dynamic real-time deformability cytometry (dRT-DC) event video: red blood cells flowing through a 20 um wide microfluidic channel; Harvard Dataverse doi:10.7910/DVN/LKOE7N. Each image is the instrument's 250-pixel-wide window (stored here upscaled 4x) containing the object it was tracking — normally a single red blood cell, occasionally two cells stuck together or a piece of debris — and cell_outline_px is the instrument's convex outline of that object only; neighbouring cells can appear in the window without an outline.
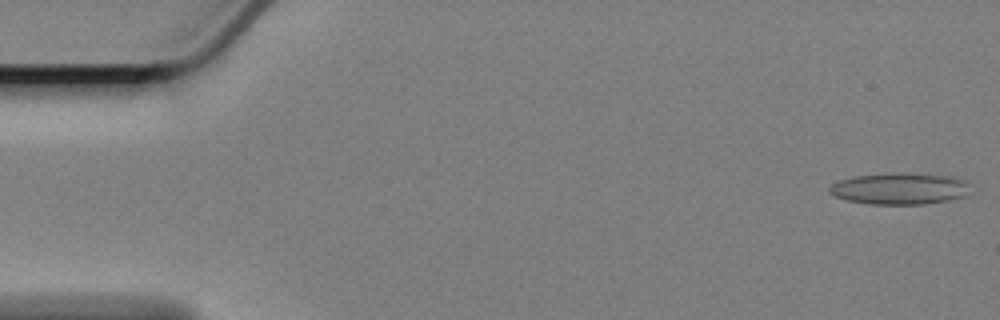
{"species": "Egyptian fruit bat (a non-hibernating species)", "species_latin": "Rousettus aegyptiacus", "temperature_condition": "cold", "stored_images_in_passage": 58, "camera_frame_rate_fps": 3000, "um_per_image_px": 0.085, "animal": {"sex": "female"}, "frame": {"image": 1, "passage_image": 1, "time_ms": 0.0, "image_size_px": [1000, 320], "cell_outline_px": [[968, 196], [948, 200], [924, 204], [872, 204], [848, 200], [836, 196], [828, 192], [828, 188], [832, 184], [840, 180], [856, 176], [952, 176], [964, 180], [968, 184]], "centroid_in_image_um": [76.49, 16.1], "position_along_channel_um": 8.5, "area_um2": 24.45}}
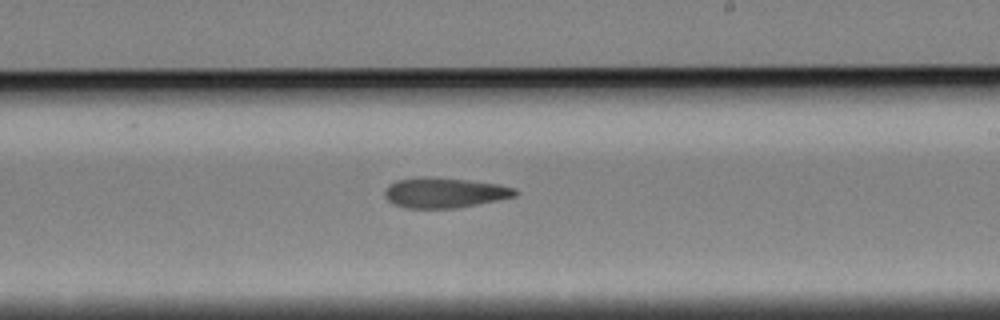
{"frame": {"image": 2, "passage_image": 34, "time_ms": 11.0, "image_size_px": [1000, 320], "cell_outline_px": [[516, 196], [456, 208], [404, 208], [392, 204], [384, 196], [384, 192], [388, 184], [396, 180], [468, 180], [496, 184], [516, 188]], "centroid_in_image_um": [37.77, 16.43], "position_along_channel_um": 251.2, "area_um2": 21.85}}
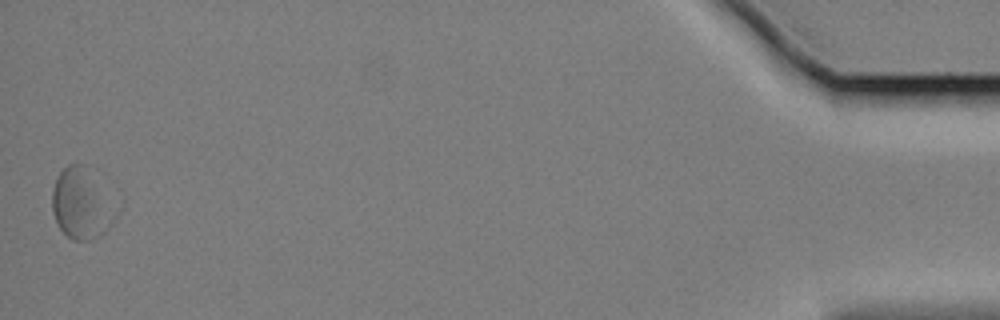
{"frame": {"image": 3, "passage_image": 58, "time_ms": 19.0, "image_size_px": [1000, 320], "cell_outline_px": [[124, 204], [116, 220], [100, 236], [88, 240], [72, 240], [60, 228], [52, 212], [52, 188], [60, 172], [68, 164], [80, 164], [124, 200]], "centroid_in_image_um": [7.11, 17.31], "position_along_channel_um": 428.1, "area_um2": 27.8}, "authors_computed_cell_mechanics": {"area_um2": 23.2356, "velocity_mm_per_s": 3.3554, "shape_relaxation_time_tau1_ms": null, "shape_relaxation_time_tau2_ms": 11.289, "deformation_change_tau1": null, "deformation_change_tau2": 0.183}}